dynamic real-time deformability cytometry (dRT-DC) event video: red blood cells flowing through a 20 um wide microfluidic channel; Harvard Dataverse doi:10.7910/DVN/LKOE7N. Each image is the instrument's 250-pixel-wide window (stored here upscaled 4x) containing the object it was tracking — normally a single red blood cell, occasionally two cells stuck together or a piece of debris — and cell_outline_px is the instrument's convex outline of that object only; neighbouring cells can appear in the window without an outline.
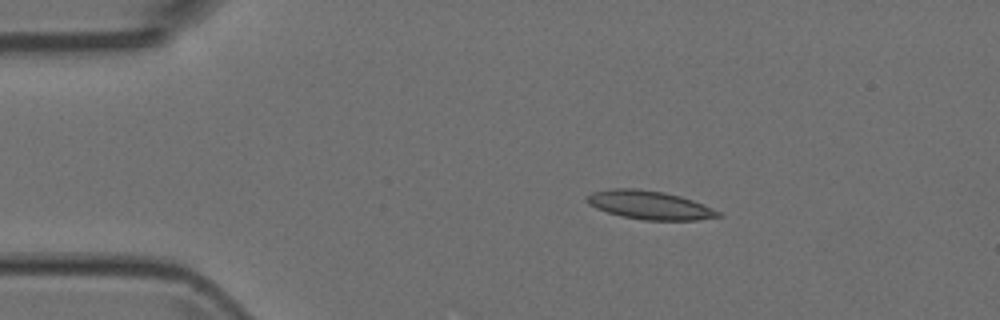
{"species": "Egyptian fruit bat (a non-hibernating species)", "species_latin": "Rousettus aegyptiacus", "temperature_condition": "room temperature", "stored_images_in_passage": 43, "camera_frame_rate_fps": 3000, "um_per_image_px": 0.085, "animal": {"sex": "female"}, "frame": {"image": 1, "passage_image": 1, "time_ms": 0.0, "image_size_px": [1000, 320], "cell_outline_px": [[724, 216], [696, 220], [644, 220], [620, 216], [596, 208], [588, 204], [584, 200], [584, 196], [592, 192], [608, 188], [636, 188], [664, 192], [680, 196], [692, 200], [712, 208], [720, 212]], "centroid_in_image_um": [55.16, 17.42], "position_along_channel_um": 29.8, "area_um2": 22.02}}
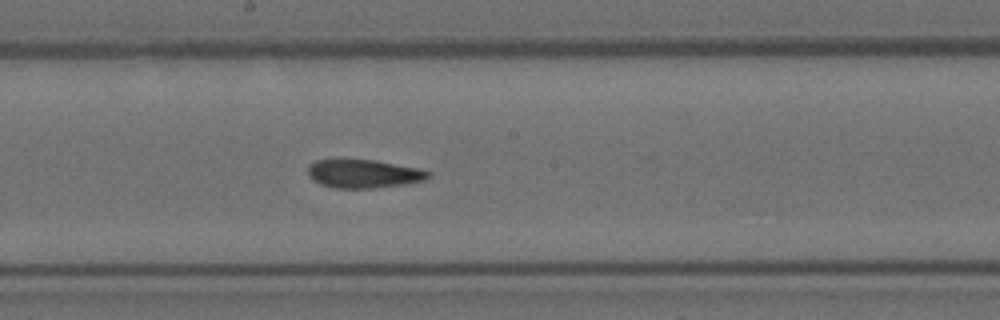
{"frame": {"image": 2, "passage_image": 19, "time_ms": 6.0, "image_size_px": [1000, 320], "cell_outline_px": [[432, 176], [424, 180], [404, 184], [372, 188], [336, 188], [320, 184], [312, 180], [308, 176], [308, 164], [316, 160], [336, 156], [344, 156], [376, 160], [420, 168], [428, 172]], "centroid_in_image_um": [30.81, 14.7], "position_along_channel_um": 217.4, "area_um2": 20.92}}
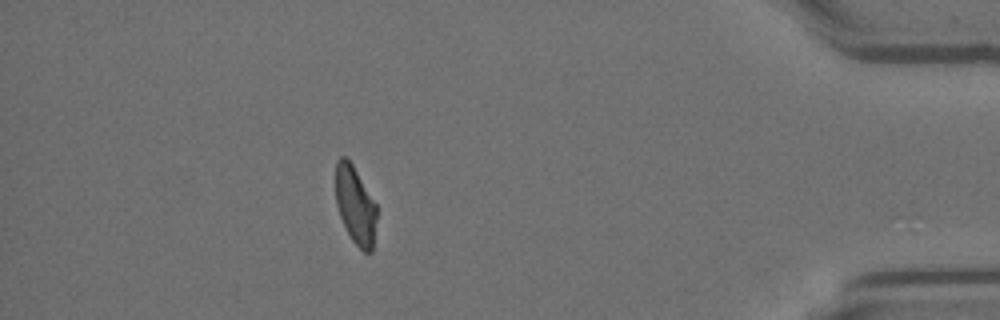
{"frame": {"image": 3, "passage_image": 37, "time_ms": 12.0, "image_size_px": [1000, 320], "cell_outline_px": [[376, 220], [372, 252], [364, 252], [352, 240], [340, 216], [336, 204], [336, 160], [340, 156], [344, 156], [352, 164], [376, 204]], "centroid_in_image_um": [30.2, 17.44], "position_along_channel_um": 405.0, "area_um2": 18.32}}